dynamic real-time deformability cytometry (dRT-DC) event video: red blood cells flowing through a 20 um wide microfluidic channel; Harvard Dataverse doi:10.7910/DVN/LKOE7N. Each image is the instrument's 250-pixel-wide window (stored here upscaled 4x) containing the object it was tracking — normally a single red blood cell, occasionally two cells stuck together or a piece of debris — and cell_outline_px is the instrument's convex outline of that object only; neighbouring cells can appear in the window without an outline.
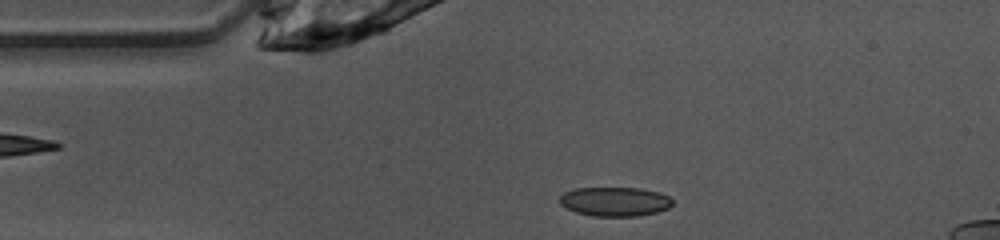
{"species": "common noctule bat (a hibernating species)", "species_latin": "Nyctalus noctula", "temperature_condition": "warm", "stored_images_in_passage": 37, "camera_frame_rate_fps": 3000, "um_per_image_px": 0.085, "animal": {"sex": "female", "body_mass_g": 10.0, "forearm_length_mm": 53.1}, "frame": {"image": 1, "passage_image": 4, "time_ms": 1.0, "image_size_px": [1000, 240], "cell_outline_px": [[672, 204], [668, 208], [656, 212], [640, 216], [592, 216], [576, 212], [560, 204], [560, 196], [564, 192], [576, 188], [640, 188], [660, 192], [668, 196], [672, 200]], "centroid_in_image_um": [52.27, 17.13], "position_along_channel_um": 32.7, "area_um2": 19.19}}
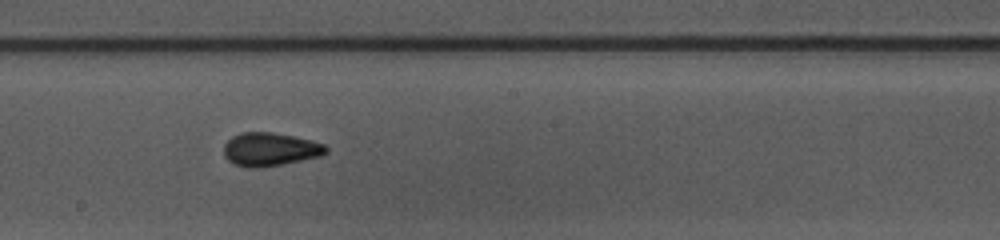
{"frame": {"image": 2, "passage_image": 20, "time_ms": 6.333, "image_size_px": [1000, 240], "cell_outline_px": [[328, 152], [320, 156], [284, 164], [260, 168], [248, 168], [236, 164], [228, 160], [224, 156], [224, 144], [232, 136], [240, 132], [272, 132], [312, 140], [324, 144], [328, 148]], "centroid_in_image_um": [22.95, 12.69], "position_along_channel_um": 225.2, "area_um2": 20.0}}
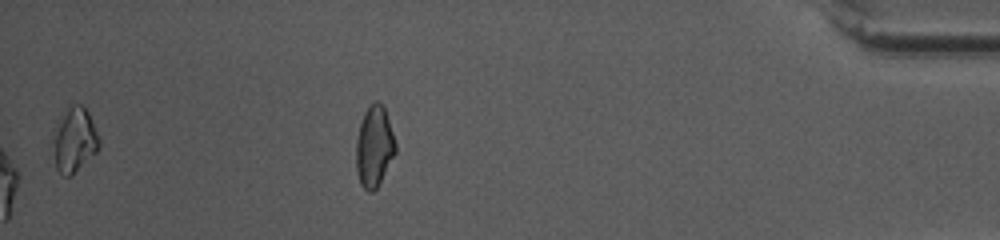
{"frame": {"image": 3, "passage_image": 37, "time_ms": 12.0, "image_size_px": [1000, 240], "cell_outline_px": [[100, 148], [96, 152], [68, 176], [64, 176], [56, 168], [52, 140], [56, 120], [72, 104], [80, 104], [88, 112], [100, 140]], "centroid_in_image_um": [6.3, 11.85], "position_along_channel_um": 428.9, "area_um2": 17.11}, "authors_computed_cell_mechanics": {"area_um2": 19.363, "velocity_mm_per_s": 4.0398, "shape_relaxation_time_tau1_ms": 3.9459, "shape_relaxation_time_tau2_ms": 1.0252, "deformation_change_tau1": 0.1247, "deformation_change_tau2": 0.0499}}